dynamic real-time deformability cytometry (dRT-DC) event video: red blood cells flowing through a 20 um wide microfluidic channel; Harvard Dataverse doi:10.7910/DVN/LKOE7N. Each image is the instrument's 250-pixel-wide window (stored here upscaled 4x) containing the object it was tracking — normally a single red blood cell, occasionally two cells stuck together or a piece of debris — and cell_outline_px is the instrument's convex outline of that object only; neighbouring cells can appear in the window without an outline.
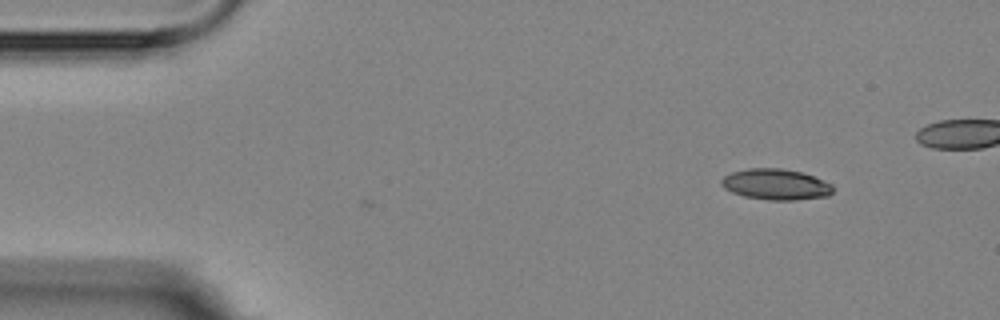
{"species": "Egyptian fruit bat (a non-hibernating species)", "species_latin": "Rousettus aegyptiacus", "temperature_condition": "room temperature", "stored_images_in_passage": 2, "camera_frame_rate_fps": 3000, "um_per_image_px": 0.085, "animal": {"sex": "female"}, "frame": {"image": 1, "passage_image": 2, "time_ms": 1.0, "image_size_px": [1000, 320], "cell_outline_px": [[832, 192], [828, 196], [796, 200], [768, 200], [744, 196], [732, 192], [724, 188], [720, 184], [720, 180], [724, 176], [732, 172], [748, 168], [780, 168], [800, 172], [812, 176], [832, 184]], "centroid_in_image_um": [65.91, 15.67], "position_along_channel_um": 19.1, "area_um2": 20.0}}